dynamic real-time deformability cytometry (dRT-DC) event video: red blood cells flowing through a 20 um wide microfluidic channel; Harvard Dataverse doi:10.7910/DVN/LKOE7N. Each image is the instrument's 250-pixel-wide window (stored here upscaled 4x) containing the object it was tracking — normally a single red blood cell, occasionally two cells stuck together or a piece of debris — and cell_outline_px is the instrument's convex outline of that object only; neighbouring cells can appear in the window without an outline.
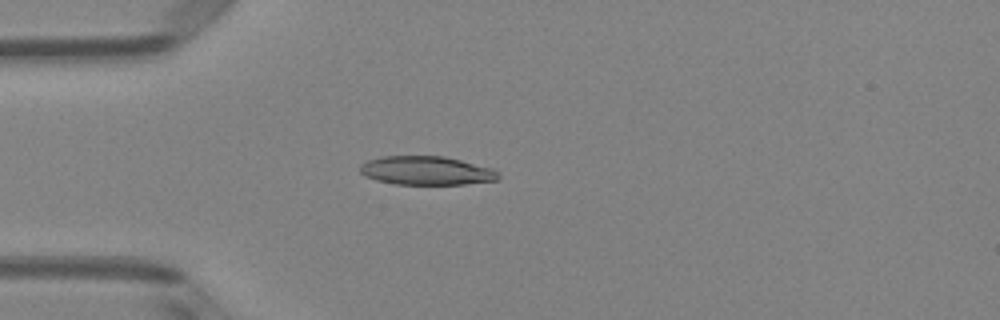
{"species": "Egyptian fruit bat (a non-hibernating species)", "species_latin": "Rousettus aegyptiacus", "temperature_condition": "room temperature", "stored_images_in_passage": 3, "camera_frame_rate_fps": 3000, "um_per_image_px": 0.085, "animal": {"sex": "female"}, "frame": {"image": 1, "passage_image": 2, "time_ms": 0.333, "image_size_px": [1000, 320], "cell_outline_px": [[500, 176], [496, 180], [464, 184], [396, 184], [376, 180], [364, 176], [360, 172], [360, 164], [368, 160], [380, 156], [444, 156], [492, 168]], "centroid_in_image_um": [36.19, 14.5], "position_along_channel_um": 48.8, "area_um2": 23.06}}